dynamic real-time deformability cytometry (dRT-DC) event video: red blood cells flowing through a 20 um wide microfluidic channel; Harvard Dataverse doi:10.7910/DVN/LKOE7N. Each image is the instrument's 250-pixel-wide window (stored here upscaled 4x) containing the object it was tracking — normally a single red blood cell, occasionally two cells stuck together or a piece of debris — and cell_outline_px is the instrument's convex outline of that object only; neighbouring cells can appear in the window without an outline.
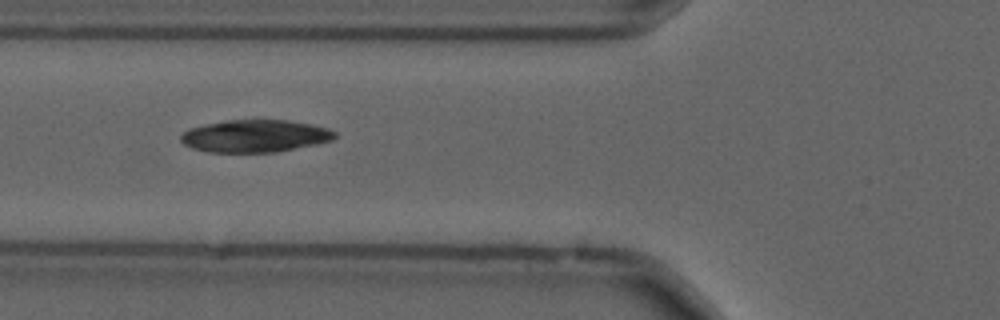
{"species": "common noctule bat (a hibernating species)", "species_latin": "Nyctalus noctula", "temperature_condition": "cold", "stored_images_in_passage": 36, "camera_frame_rate_fps": 3000, "um_per_image_px": 0.085, "animal": {"sex": "male", "forearm_length_mm": 52.5}, "frame": {"image": 1, "passage_image": 7, "time_ms": 2.0, "image_size_px": [1000, 320], "cell_outline_px": [[336, 136], [332, 140], [316, 144], [276, 152], [208, 152], [192, 148], [184, 144], [180, 140], [180, 136], [188, 128], [204, 124], [224, 120], [288, 120], [312, 124], [328, 128], [336, 132]], "centroid_in_image_um": [21.66, 11.55], "position_along_channel_um": 104.1, "area_um2": 29.19}}
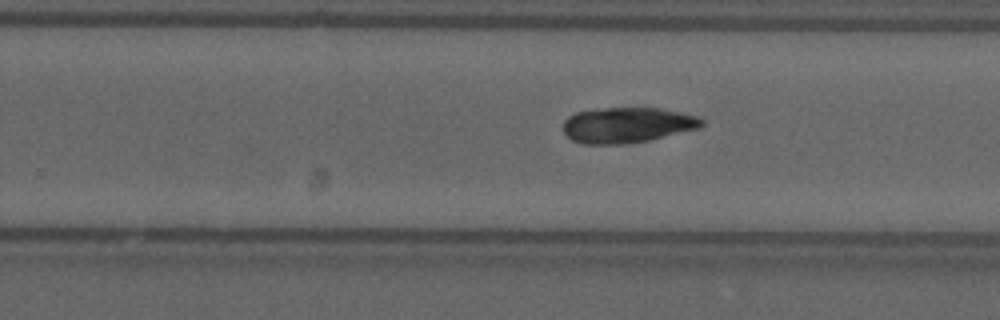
{"frame": {"image": 2, "passage_image": 21, "time_ms": 6.667, "image_size_px": [1000, 320], "cell_outline_px": [[704, 124], [700, 128], [648, 140], [628, 144], [584, 144], [572, 140], [564, 132], [564, 120], [568, 116], [576, 112], [604, 108], [656, 108], [696, 116], [704, 120]], "centroid_in_image_um": [53.29, 10.64], "position_along_channel_um": 276.5, "area_um2": 28.44}}
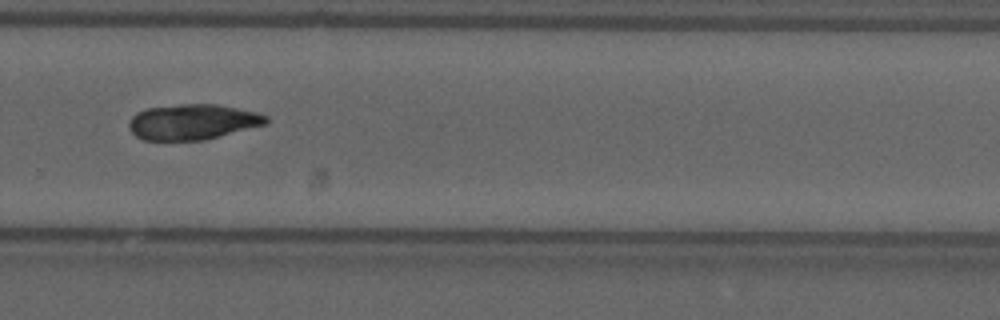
{"frame": {"image": 3, "passage_image": 24, "time_ms": 7.667, "image_size_px": [1000, 320], "cell_outline_px": [[268, 124], [204, 140], [144, 140], [136, 136], [128, 128], [128, 124], [132, 116], [136, 112], [144, 108], [180, 104], [216, 104], [260, 112], [268, 116]], "centroid_in_image_um": [16.39, 10.35], "position_along_channel_um": 313.4, "area_um2": 28.67}, "authors_computed_cell_mechanics": {"area_um2": 28.8711, "velocity_mm_per_s": 3.6957, "shape_relaxation_time_tau1_ms": null, "shape_relaxation_time_tau2_ms": 11.0153, "deformation_change_tau1": null, "deformation_change_tau2": 0.1427}}